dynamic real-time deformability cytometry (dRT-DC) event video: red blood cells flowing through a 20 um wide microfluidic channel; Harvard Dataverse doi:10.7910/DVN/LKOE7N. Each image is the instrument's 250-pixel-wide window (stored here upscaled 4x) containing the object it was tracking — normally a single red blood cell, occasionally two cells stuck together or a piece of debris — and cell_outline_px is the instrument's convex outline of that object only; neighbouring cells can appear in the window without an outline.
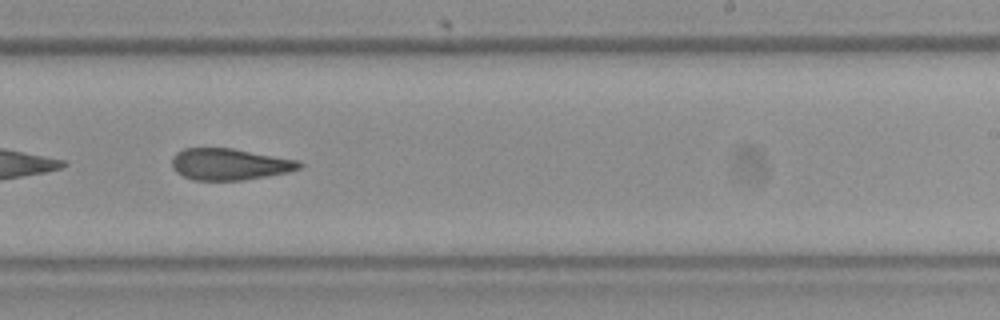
{"species": "Egyptian fruit bat (a non-hibernating species)", "species_latin": "Rousettus aegyptiacus", "temperature_condition": "room temperature", "stored_images_in_passage": 23, "camera_frame_rate_fps": 3000, "um_per_image_px": 0.085, "frame": {"image": 1, "passage_image": 17, "time_ms": 5.333, "image_size_px": [1000, 320], "cell_outline_px": [[304, 164], [300, 168], [288, 172], [244, 180], [192, 180], [176, 172], [172, 168], [172, 156], [176, 152], [184, 148], [232, 148], [300, 160]], "centroid_in_image_um": [19.51, 13.95], "position_along_channel_um": 269.5, "area_um2": 23.58}}
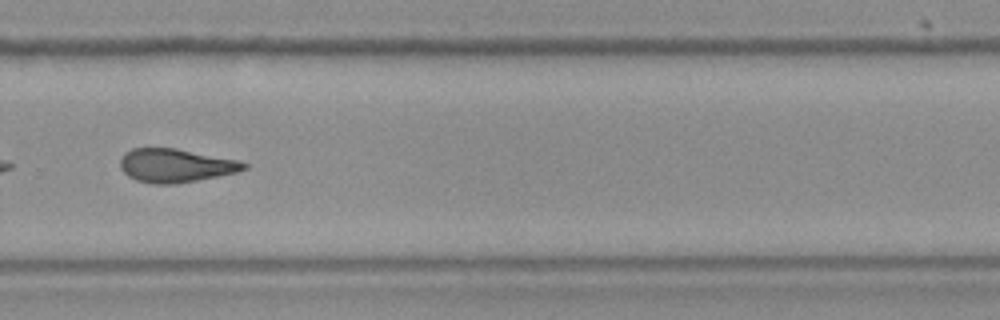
{"frame": {"image": 2, "passage_image": 20, "time_ms": 6.333, "image_size_px": [1000, 320], "cell_outline_px": [[248, 168], [236, 172], [196, 180], [172, 184], [152, 184], [136, 180], [128, 176], [120, 168], [120, 160], [124, 152], [132, 148], [176, 148], [236, 160], [248, 164]], "centroid_in_image_um": [14.87, 14.06], "position_along_channel_um": 314.9, "area_um2": 23.99}}